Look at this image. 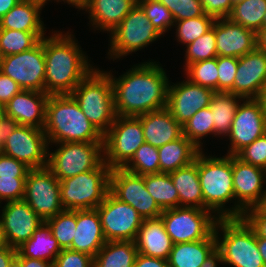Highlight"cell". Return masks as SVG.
Here are the masks:
<instances>
[{"label":"cell","instance_id":"35","mask_svg":"<svg viewBox=\"0 0 266 267\" xmlns=\"http://www.w3.org/2000/svg\"><path fill=\"white\" fill-rule=\"evenodd\" d=\"M144 183L149 194L162 210L179 207L178 191L169 173L146 174Z\"/></svg>","mask_w":266,"mask_h":267},{"label":"cell","instance_id":"70","mask_svg":"<svg viewBox=\"0 0 266 267\" xmlns=\"http://www.w3.org/2000/svg\"><path fill=\"white\" fill-rule=\"evenodd\" d=\"M265 183H266V167L264 168Z\"/></svg>","mask_w":266,"mask_h":267},{"label":"cell","instance_id":"12","mask_svg":"<svg viewBox=\"0 0 266 267\" xmlns=\"http://www.w3.org/2000/svg\"><path fill=\"white\" fill-rule=\"evenodd\" d=\"M210 210L195 207H176L160 215L173 244L207 239L218 220Z\"/></svg>","mask_w":266,"mask_h":267},{"label":"cell","instance_id":"29","mask_svg":"<svg viewBox=\"0 0 266 267\" xmlns=\"http://www.w3.org/2000/svg\"><path fill=\"white\" fill-rule=\"evenodd\" d=\"M178 191L179 206L204 209V200L198 177V155L188 166L169 173Z\"/></svg>","mask_w":266,"mask_h":267},{"label":"cell","instance_id":"17","mask_svg":"<svg viewBox=\"0 0 266 267\" xmlns=\"http://www.w3.org/2000/svg\"><path fill=\"white\" fill-rule=\"evenodd\" d=\"M109 191L120 201L134 207L144 219L158 218L163 213L149 194L144 175L129 172L124 168L111 169Z\"/></svg>","mask_w":266,"mask_h":267},{"label":"cell","instance_id":"57","mask_svg":"<svg viewBox=\"0 0 266 267\" xmlns=\"http://www.w3.org/2000/svg\"><path fill=\"white\" fill-rule=\"evenodd\" d=\"M17 249L8 246L0 251V267H8L11 260L16 256Z\"/></svg>","mask_w":266,"mask_h":267},{"label":"cell","instance_id":"55","mask_svg":"<svg viewBox=\"0 0 266 267\" xmlns=\"http://www.w3.org/2000/svg\"><path fill=\"white\" fill-rule=\"evenodd\" d=\"M16 257L22 262V267H54V263L23 257L18 251Z\"/></svg>","mask_w":266,"mask_h":267},{"label":"cell","instance_id":"65","mask_svg":"<svg viewBox=\"0 0 266 267\" xmlns=\"http://www.w3.org/2000/svg\"><path fill=\"white\" fill-rule=\"evenodd\" d=\"M8 267H22V262L15 256L9 263Z\"/></svg>","mask_w":266,"mask_h":267},{"label":"cell","instance_id":"68","mask_svg":"<svg viewBox=\"0 0 266 267\" xmlns=\"http://www.w3.org/2000/svg\"><path fill=\"white\" fill-rule=\"evenodd\" d=\"M243 0H231L232 5H235L236 3L242 2Z\"/></svg>","mask_w":266,"mask_h":267},{"label":"cell","instance_id":"60","mask_svg":"<svg viewBox=\"0 0 266 267\" xmlns=\"http://www.w3.org/2000/svg\"><path fill=\"white\" fill-rule=\"evenodd\" d=\"M256 237H257V245H258L259 252L261 256L263 257L264 264L266 266V238L259 237V236H256Z\"/></svg>","mask_w":266,"mask_h":267},{"label":"cell","instance_id":"3","mask_svg":"<svg viewBox=\"0 0 266 267\" xmlns=\"http://www.w3.org/2000/svg\"><path fill=\"white\" fill-rule=\"evenodd\" d=\"M43 130L48 144L103 142V135L83 114L71 94L49 95Z\"/></svg>","mask_w":266,"mask_h":267},{"label":"cell","instance_id":"16","mask_svg":"<svg viewBox=\"0 0 266 267\" xmlns=\"http://www.w3.org/2000/svg\"><path fill=\"white\" fill-rule=\"evenodd\" d=\"M0 71L15 81L22 90L45 92L43 38L30 50L4 56Z\"/></svg>","mask_w":266,"mask_h":267},{"label":"cell","instance_id":"31","mask_svg":"<svg viewBox=\"0 0 266 267\" xmlns=\"http://www.w3.org/2000/svg\"><path fill=\"white\" fill-rule=\"evenodd\" d=\"M23 256L54 263L56 256L62 251L57 239L51 232L47 222L42 224L33 233L32 237L17 248Z\"/></svg>","mask_w":266,"mask_h":267},{"label":"cell","instance_id":"33","mask_svg":"<svg viewBox=\"0 0 266 267\" xmlns=\"http://www.w3.org/2000/svg\"><path fill=\"white\" fill-rule=\"evenodd\" d=\"M135 241H107L94 257L93 267H134Z\"/></svg>","mask_w":266,"mask_h":267},{"label":"cell","instance_id":"46","mask_svg":"<svg viewBox=\"0 0 266 267\" xmlns=\"http://www.w3.org/2000/svg\"><path fill=\"white\" fill-rule=\"evenodd\" d=\"M218 92L234 94V81L238 67V58L217 56Z\"/></svg>","mask_w":266,"mask_h":267},{"label":"cell","instance_id":"45","mask_svg":"<svg viewBox=\"0 0 266 267\" xmlns=\"http://www.w3.org/2000/svg\"><path fill=\"white\" fill-rule=\"evenodd\" d=\"M172 13L175 21L199 17L205 14L200 0H158Z\"/></svg>","mask_w":266,"mask_h":267},{"label":"cell","instance_id":"28","mask_svg":"<svg viewBox=\"0 0 266 267\" xmlns=\"http://www.w3.org/2000/svg\"><path fill=\"white\" fill-rule=\"evenodd\" d=\"M45 3L43 0H20L0 18V29L45 32L44 23L40 18V10Z\"/></svg>","mask_w":266,"mask_h":267},{"label":"cell","instance_id":"5","mask_svg":"<svg viewBox=\"0 0 266 267\" xmlns=\"http://www.w3.org/2000/svg\"><path fill=\"white\" fill-rule=\"evenodd\" d=\"M220 229L222 235L219 234ZM214 234L224 264L233 267H266L258 249L256 234L243 218H218Z\"/></svg>","mask_w":266,"mask_h":267},{"label":"cell","instance_id":"23","mask_svg":"<svg viewBox=\"0 0 266 267\" xmlns=\"http://www.w3.org/2000/svg\"><path fill=\"white\" fill-rule=\"evenodd\" d=\"M217 56L239 58L257 47L256 32L229 18L214 21Z\"/></svg>","mask_w":266,"mask_h":267},{"label":"cell","instance_id":"27","mask_svg":"<svg viewBox=\"0 0 266 267\" xmlns=\"http://www.w3.org/2000/svg\"><path fill=\"white\" fill-rule=\"evenodd\" d=\"M135 245L140 254L168 260L173 243L161 217L144 219Z\"/></svg>","mask_w":266,"mask_h":267},{"label":"cell","instance_id":"37","mask_svg":"<svg viewBox=\"0 0 266 267\" xmlns=\"http://www.w3.org/2000/svg\"><path fill=\"white\" fill-rule=\"evenodd\" d=\"M44 32H23L0 29V47L4 56L32 49L44 37Z\"/></svg>","mask_w":266,"mask_h":267},{"label":"cell","instance_id":"42","mask_svg":"<svg viewBox=\"0 0 266 267\" xmlns=\"http://www.w3.org/2000/svg\"><path fill=\"white\" fill-rule=\"evenodd\" d=\"M46 222L61 249H69L76 230V210H63Z\"/></svg>","mask_w":266,"mask_h":267},{"label":"cell","instance_id":"41","mask_svg":"<svg viewBox=\"0 0 266 267\" xmlns=\"http://www.w3.org/2000/svg\"><path fill=\"white\" fill-rule=\"evenodd\" d=\"M184 69L190 82L218 92L217 57L191 63Z\"/></svg>","mask_w":266,"mask_h":267},{"label":"cell","instance_id":"43","mask_svg":"<svg viewBox=\"0 0 266 267\" xmlns=\"http://www.w3.org/2000/svg\"><path fill=\"white\" fill-rule=\"evenodd\" d=\"M214 23L207 33L186 46L185 68L191 64L217 57Z\"/></svg>","mask_w":266,"mask_h":267},{"label":"cell","instance_id":"11","mask_svg":"<svg viewBox=\"0 0 266 267\" xmlns=\"http://www.w3.org/2000/svg\"><path fill=\"white\" fill-rule=\"evenodd\" d=\"M145 142L143 126L137 117L116 116L103 135L104 162L111 168H123Z\"/></svg>","mask_w":266,"mask_h":267},{"label":"cell","instance_id":"14","mask_svg":"<svg viewBox=\"0 0 266 267\" xmlns=\"http://www.w3.org/2000/svg\"><path fill=\"white\" fill-rule=\"evenodd\" d=\"M23 199L45 222L64 210L60 181L48 167L29 170Z\"/></svg>","mask_w":266,"mask_h":267},{"label":"cell","instance_id":"53","mask_svg":"<svg viewBox=\"0 0 266 267\" xmlns=\"http://www.w3.org/2000/svg\"><path fill=\"white\" fill-rule=\"evenodd\" d=\"M21 90L15 81L0 71V104L5 106Z\"/></svg>","mask_w":266,"mask_h":267},{"label":"cell","instance_id":"2","mask_svg":"<svg viewBox=\"0 0 266 267\" xmlns=\"http://www.w3.org/2000/svg\"><path fill=\"white\" fill-rule=\"evenodd\" d=\"M55 32L51 37H43L45 93L71 94L94 68L88 62L86 53L76 43L74 35H69V32Z\"/></svg>","mask_w":266,"mask_h":267},{"label":"cell","instance_id":"20","mask_svg":"<svg viewBox=\"0 0 266 267\" xmlns=\"http://www.w3.org/2000/svg\"><path fill=\"white\" fill-rule=\"evenodd\" d=\"M215 92L194 84L188 79L168 87L167 109L181 125L185 124L199 110L210 105Z\"/></svg>","mask_w":266,"mask_h":267},{"label":"cell","instance_id":"9","mask_svg":"<svg viewBox=\"0 0 266 267\" xmlns=\"http://www.w3.org/2000/svg\"><path fill=\"white\" fill-rule=\"evenodd\" d=\"M57 144L60 145L59 148L57 147L54 152H48L47 167L59 181L94 170L104 162L103 142Z\"/></svg>","mask_w":266,"mask_h":267},{"label":"cell","instance_id":"63","mask_svg":"<svg viewBox=\"0 0 266 267\" xmlns=\"http://www.w3.org/2000/svg\"><path fill=\"white\" fill-rule=\"evenodd\" d=\"M8 247V243L5 238L4 231L2 229V226L0 224V251L3 249H6Z\"/></svg>","mask_w":266,"mask_h":267},{"label":"cell","instance_id":"58","mask_svg":"<svg viewBox=\"0 0 266 267\" xmlns=\"http://www.w3.org/2000/svg\"><path fill=\"white\" fill-rule=\"evenodd\" d=\"M257 48L264 50L266 52V26H263L256 33Z\"/></svg>","mask_w":266,"mask_h":267},{"label":"cell","instance_id":"24","mask_svg":"<svg viewBox=\"0 0 266 267\" xmlns=\"http://www.w3.org/2000/svg\"><path fill=\"white\" fill-rule=\"evenodd\" d=\"M106 242L97 209L76 210V230L69 249L95 257Z\"/></svg>","mask_w":266,"mask_h":267},{"label":"cell","instance_id":"4","mask_svg":"<svg viewBox=\"0 0 266 267\" xmlns=\"http://www.w3.org/2000/svg\"><path fill=\"white\" fill-rule=\"evenodd\" d=\"M71 95L92 125L104 135L117 116L109 74L94 67Z\"/></svg>","mask_w":266,"mask_h":267},{"label":"cell","instance_id":"69","mask_svg":"<svg viewBox=\"0 0 266 267\" xmlns=\"http://www.w3.org/2000/svg\"><path fill=\"white\" fill-rule=\"evenodd\" d=\"M263 26H266V10L264 12Z\"/></svg>","mask_w":266,"mask_h":267},{"label":"cell","instance_id":"36","mask_svg":"<svg viewBox=\"0 0 266 267\" xmlns=\"http://www.w3.org/2000/svg\"><path fill=\"white\" fill-rule=\"evenodd\" d=\"M266 0H243L233 5L229 19L256 33L263 27Z\"/></svg>","mask_w":266,"mask_h":267},{"label":"cell","instance_id":"71","mask_svg":"<svg viewBox=\"0 0 266 267\" xmlns=\"http://www.w3.org/2000/svg\"><path fill=\"white\" fill-rule=\"evenodd\" d=\"M44 2L47 3V1H50V0H43ZM56 2H59L60 0H55Z\"/></svg>","mask_w":266,"mask_h":267},{"label":"cell","instance_id":"49","mask_svg":"<svg viewBox=\"0 0 266 267\" xmlns=\"http://www.w3.org/2000/svg\"><path fill=\"white\" fill-rule=\"evenodd\" d=\"M94 257L70 249H62L56 256L54 267H93Z\"/></svg>","mask_w":266,"mask_h":267},{"label":"cell","instance_id":"8","mask_svg":"<svg viewBox=\"0 0 266 267\" xmlns=\"http://www.w3.org/2000/svg\"><path fill=\"white\" fill-rule=\"evenodd\" d=\"M48 147L43 129L7 123L3 130L1 152L30 169L47 167Z\"/></svg>","mask_w":266,"mask_h":267},{"label":"cell","instance_id":"54","mask_svg":"<svg viewBox=\"0 0 266 267\" xmlns=\"http://www.w3.org/2000/svg\"><path fill=\"white\" fill-rule=\"evenodd\" d=\"M134 267H169L168 260L155 258L138 253Z\"/></svg>","mask_w":266,"mask_h":267},{"label":"cell","instance_id":"13","mask_svg":"<svg viewBox=\"0 0 266 267\" xmlns=\"http://www.w3.org/2000/svg\"><path fill=\"white\" fill-rule=\"evenodd\" d=\"M232 173L235 204L234 207L228 208V218H242L246 210L266 206V188L263 190V184L266 185L264 169L245 163L236 155H232Z\"/></svg>","mask_w":266,"mask_h":267},{"label":"cell","instance_id":"19","mask_svg":"<svg viewBox=\"0 0 266 267\" xmlns=\"http://www.w3.org/2000/svg\"><path fill=\"white\" fill-rule=\"evenodd\" d=\"M42 222L24 199L6 202L0 215L8 246L16 249L32 237Z\"/></svg>","mask_w":266,"mask_h":267},{"label":"cell","instance_id":"64","mask_svg":"<svg viewBox=\"0 0 266 267\" xmlns=\"http://www.w3.org/2000/svg\"><path fill=\"white\" fill-rule=\"evenodd\" d=\"M61 1V0H60ZM64 3L71 4L72 6H75L76 8H80L87 0H62Z\"/></svg>","mask_w":266,"mask_h":267},{"label":"cell","instance_id":"61","mask_svg":"<svg viewBox=\"0 0 266 267\" xmlns=\"http://www.w3.org/2000/svg\"><path fill=\"white\" fill-rule=\"evenodd\" d=\"M256 100L260 103L263 110L264 118L266 119V86L260 91Z\"/></svg>","mask_w":266,"mask_h":267},{"label":"cell","instance_id":"47","mask_svg":"<svg viewBox=\"0 0 266 267\" xmlns=\"http://www.w3.org/2000/svg\"><path fill=\"white\" fill-rule=\"evenodd\" d=\"M236 156L245 163L264 169L266 167V133L243 148Z\"/></svg>","mask_w":266,"mask_h":267},{"label":"cell","instance_id":"44","mask_svg":"<svg viewBox=\"0 0 266 267\" xmlns=\"http://www.w3.org/2000/svg\"><path fill=\"white\" fill-rule=\"evenodd\" d=\"M144 10L146 17L164 35L175 24L170 10L158 0H137Z\"/></svg>","mask_w":266,"mask_h":267},{"label":"cell","instance_id":"59","mask_svg":"<svg viewBox=\"0 0 266 267\" xmlns=\"http://www.w3.org/2000/svg\"><path fill=\"white\" fill-rule=\"evenodd\" d=\"M20 0H0V18H2Z\"/></svg>","mask_w":266,"mask_h":267},{"label":"cell","instance_id":"22","mask_svg":"<svg viewBox=\"0 0 266 267\" xmlns=\"http://www.w3.org/2000/svg\"><path fill=\"white\" fill-rule=\"evenodd\" d=\"M48 98L45 92L21 90L5 105L8 123L43 129Z\"/></svg>","mask_w":266,"mask_h":267},{"label":"cell","instance_id":"66","mask_svg":"<svg viewBox=\"0 0 266 267\" xmlns=\"http://www.w3.org/2000/svg\"><path fill=\"white\" fill-rule=\"evenodd\" d=\"M3 130H4V128H0V152L2 149Z\"/></svg>","mask_w":266,"mask_h":267},{"label":"cell","instance_id":"25","mask_svg":"<svg viewBox=\"0 0 266 267\" xmlns=\"http://www.w3.org/2000/svg\"><path fill=\"white\" fill-rule=\"evenodd\" d=\"M143 126L144 140L154 147H161L183 136L182 125L179 124L167 109L152 111L136 116Z\"/></svg>","mask_w":266,"mask_h":267},{"label":"cell","instance_id":"34","mask_svg":"<svg viewBox=\"0 0 266 267\" xmlns=\"http://www.w3.org/2000/svg\"><path fill=\"white\" fill-rule=\"evenodd\" d=\"M241 96L230 92H215L210 101V109L213 113L214 136H227L230 132L233 118L240 104Z\"/></svg>","mask_w":266,"mask_h":267},{"label":"cell","instance_id":"51","mask_svg":"<svg viewBox=\"0 0 266 267\" xmlns=\"http://www.w3.org/2000/svg\"><path fill=\"white\" fill-rule=\"evenodd\" d=\"M30 168L0 152V177H26Z\"/></svg>","mask_w":266,"mask_h":267},{"label":"cell","instance_id":"26","mask_svg":"<svg viewBox=\"0 0 266 267\" xmlns=\"http://www.w3.org/2000/svg\"><path fill=\"white\" fill-rule=\"evenodd\" d=\"M136 3L137 0H87L79 9L89 12L94 29L111 33Z\"/></svg>","mask_w":266,"mask_h":267},{"label":"cell","instance_id":"62","mask_svg":"<svg viewBox=\"0 0 266 267\" xmlns=\"http://www.w3.org/2000/svg\"><path fill=\"white\" fill-rule=\"evenodd\" d=\"M7 123L5 106L0 104V128H5Z\"/></svg>","mask_w":266,"mask_h":267},{"label":"cell","instance_id":"1","mask_svg":"<svg viewBox=\"0 0 266 267\" xmlns=\"http://www.w3.org/2000/svg\"><path fill=\"white\" fill-rule=\"evenodd\" d=\"M158 63L136 64L118 78L108 73L116 115L136 117L167 107L169 78Z\"/></svg>","mask_w":266,"mask_h":267},{"label":"cell","instance_id":"52","mask_svg":"<svg viewBox=\"0 0 266 267\" xmlns=\"http://www.w3.org/2000/svg\"><path fill=\"white\" fill-rule=\"evenodd\" d=\"M207 15L217 18H228L232 12L231 0H200Z\"/></svg>","mask_w":266,"mask_h":267},{"label":"cell","instance_id":"56","mask_svg":"<svg viewBox=\"0 0 266 267\" xmlns=\"http://www.w3.org/2000/svg\"><path fill=\"white\" fill-rule=\"evenodd\" d=\"M217 263L224 265L221 251L216 247L204 260L200 267H217Z\"/></svg>","mask_w":266,"mask_h":267},{"label":"cell","instance_id":"39","mask_svg":"<svg viewBox=\"0 0 266 267\" xmlns=\"http://www.w3.org/2000/svg\"><path fill=\"white\" fill-rule=\"evenodd\" d=\"M123 168L139 175L160 173L158 148L144 142Z\"/></svg>","mask_w":266,"mask_h":267},{"label":"cell","instance_id":"38","mask_svg":"<svg viewBox=\"0 0 266 267\" xmlns=\"http://www.w3.org/2000/svg\"><path fill=\"white\" fill-rule=\"evenodd\" d=\"M182 128L183 135L202 151L203 143L200 139L210 134L214 136L213 113L210 107L199 110L182 125Z\"/></svg>","mask_w":266,"mask_h":267},{"label":"cell","instance_id":"7","mask_svg":"<svg viewBox=\"0 0 266 267\" xmlns=\"http://www.w3.org/2000/svg\"><path fill=\"white\" fill-rule=\"evenodd\" d=\"M111 168L103 162L98 168L60 181L64 210L96 209L110 190Z\"/></svg>","mask_w":266,"mask_h":267},{"label":"cell","instance_id":"15","mask_svg":"<svg viewBox=\"0 0 266 267\" xmlns=\"http://www.w3.org/2000/svg\"><path fill=\"white\" fill-rule=\"evenodd\" d=\"M96 209L106 241H135L144 218L134 207L109 191Z\"/></svg>","mask_w":266,"mask_h":267},{"label":"cell","instance_id":"6","mask_svg":"<svg viewBox=\"0 0 266 267\" xmlns=\"http://www.w3.org/2000/svg\"><path fill=\"white\" fill-rule=\"evenodd\" d=\"M198 177L201 185L204 210H210L217 218H228L225 204L234 197L232 155L225 157L198 154ZM217 213V214H216Z\"/></svg>","mask_w":266,"mask_h":267},{"label":"cell","instance_id":"21","mask_svg":"<svg viewBox=\"0 0 266 267\" xmlns=\"http://www.w3.org/2000/svg\"><path fill=\"white\" fill-rule=\"evenodd\" d=\"M266 86V52L255 48L238 58L234 81V95L256 99Z\"/></svg>","mask_w":266,"mask_h":267},{"label":"cell","instance_id":"50","mask_svg":"<svg viewBox=\"0 0 266 267\" xmlns=\"http://www.w3.org/2000/svg\"><path fill=\"white\" fill-rule=\"evenodd\" d=\"M242 218L253 229L256 236L266 238V206L246 210Z\"/></svg>","mask_w":266,"mask_h":267},{"label":"cell","instance_id":"32","mask_svg":"<svg viewBox=\"0 0 266 267\" xmlns=\"http://www.w3.org/2000/svg\"><path fill=\"white\" fill-rule=\"evenodd\" d=\"M199 150L184 135L158 148L160 172L170 173L193 163Z\"/></svg>","mask_w":266,"mask_h":267},{"label":"cell","instance_id":"67","mask_svg":"<svg viewBox=\"0 0 266 267\" xmlns=\"http://www.w3.org/2000/svg\"><path fill=\"white\" fill-rule=\"evenodd\" d=\"M3 59H4V55H3L2 51H1V47H0V69H1Z\"/></svg>","mask_w":266,"mask_h":267},{"label":"cell","instance_id":"48","mask_svg":"<svg viewBox=\"0 0 266 267\" xmlns=\"http://www.w3.org/2000/svg\"><path fill=\"white\" fill-rule=\"evenodd\" d=\"M26 177H0V203L2 200H22L25 194Z\"/></svg>","mask_w":266,"mask_h":267},{"label":"cell","instance_id":"30","mask_svg":"<svg viewBox=\"0 0 266 267\" xmlns=\"http://www.w3.org/2000/svg\"><path fill=\"white\" fill-rule=\"evenodd\" d=\"M216 247L214 232L207 239L175 243L168 258L169 267H200Z\"/></svg>","mask_w":266,"mask_h":267},{"label":"cell","instance_id":"40","mask_svg":"<svg viewBox=\"0 0 266 267\" xmlns=\"http://www.w3.org/2000/svg\"><path fill=\"white\" fill-rule=\"evenodd\" d=\"M215 18L206 13L199 17L175 21L176 37L180 43L188 45L204 35L212 28Z\"/></svg>","mask_w":266,"mask_h":267},{"label":"cell","instance_id":"10","mask_svg":"<svg viewBox=\"0 0 266 267\" xmlns=\"http://www.w3.org/2000/svg\"><path fill=\"white\" fill-rule=\"evenodd\" d=\"M110 58L118 59L138 51L162 35L136 3L122 22L110 34Z\"/></svg>","mask_w":266,"mask_h":267},{"label":"cell","instance_id":"18","mask_svg":"<svg viewBox=\"0 0 266 267\" xmlns=\"http://www.w3.org/2000/svg\"><path fill=\"white\" fill-rule=\"evenodd\" d=\"M238 105L228 137L227 155H237L243 148L266 133V119L256 99H243Z\"/></svg>","mask_w":266,"mask_h":267}]
</instances>
